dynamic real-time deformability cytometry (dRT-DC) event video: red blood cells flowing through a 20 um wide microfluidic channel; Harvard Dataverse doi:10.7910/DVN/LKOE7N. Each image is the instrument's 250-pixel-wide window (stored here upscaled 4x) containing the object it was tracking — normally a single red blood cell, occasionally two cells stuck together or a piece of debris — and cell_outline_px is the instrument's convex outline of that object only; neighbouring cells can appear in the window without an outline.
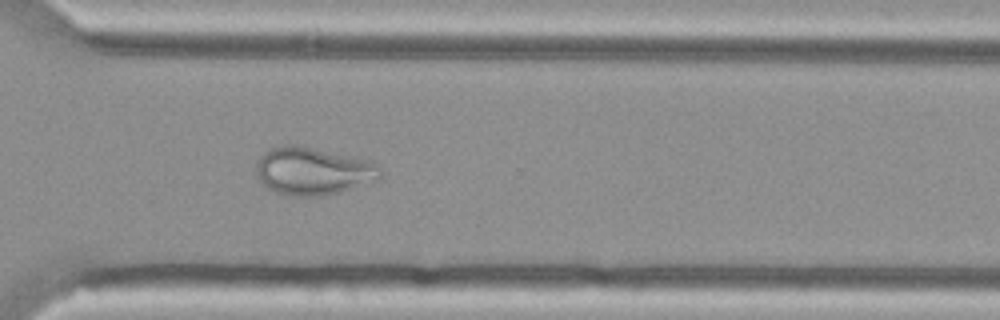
{"species": "Egyptian fruit bat (a non-hibernating species)", "species_latin": "Rousettus aegyptiacus", "temperature_condition": "cold", "stored_images_in_passage": 47, "camera_frame_rate_fps": 3000, "um_per_image_px": 0.085, "animal": {"sex": "female"}, "frame": {"image": 1, "passage_image": 40, "time_ms": 13.0, "image_size_px": [1000, 320], "cell_outline_px": [[380, 180], [336, 192], [320, 196], [292, 196], [276, 192], [268, 188], [256, 176], [256, 164], [260, 156], [268, 148], [280, 144], [296, 144], [368, 160], [376, 164], [380, 168]], "centroid_in_image_um": [26.56, 14.52], "position_along_channel_um": 344.0, "area_um2": 34.45}}